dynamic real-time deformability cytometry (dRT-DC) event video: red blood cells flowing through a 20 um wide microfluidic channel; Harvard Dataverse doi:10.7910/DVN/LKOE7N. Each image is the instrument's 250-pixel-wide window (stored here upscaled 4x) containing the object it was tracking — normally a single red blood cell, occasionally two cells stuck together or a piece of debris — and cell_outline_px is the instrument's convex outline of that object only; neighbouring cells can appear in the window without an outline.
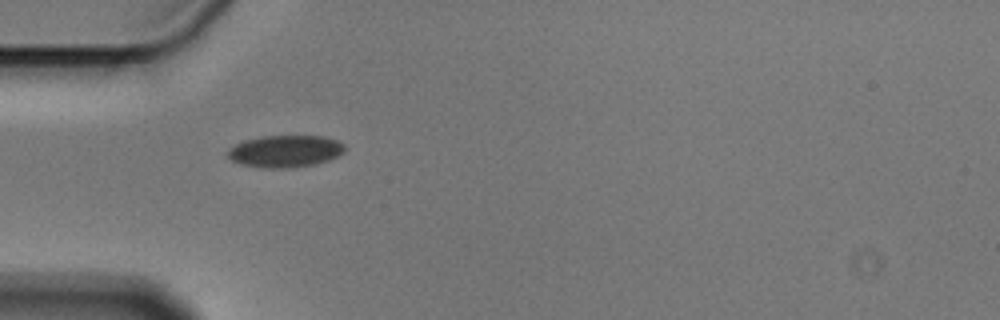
{"species": "Egyptian fruit bat (a non-hibernating species)", "species_latin": "Rousettus aegyptiacus", "temperature_condition": "cold", "stored_images_in_passage": 1, "camera_frame_rate_fps": 3000, "um_per_image_px": 0.085, "animal": {"sex": "male"}, "frame": {"image": 1, "passage_image": 1, "time_ms": 0.0, "image_size_px": [1000, 320], "cell_outline_px": [[344, 152], [328, 160], [316, 164], [288, 168], [264, 168], [244, 164], [232, 160], [228, 156], [228, 148], [244, 140], [260, 136], [324, 136], [336, 140], [344, 144]], "centroid_in_image_um": [24.24, 12.85], "position_along_channel_um": 60.8, "area_um2": 21.73}}